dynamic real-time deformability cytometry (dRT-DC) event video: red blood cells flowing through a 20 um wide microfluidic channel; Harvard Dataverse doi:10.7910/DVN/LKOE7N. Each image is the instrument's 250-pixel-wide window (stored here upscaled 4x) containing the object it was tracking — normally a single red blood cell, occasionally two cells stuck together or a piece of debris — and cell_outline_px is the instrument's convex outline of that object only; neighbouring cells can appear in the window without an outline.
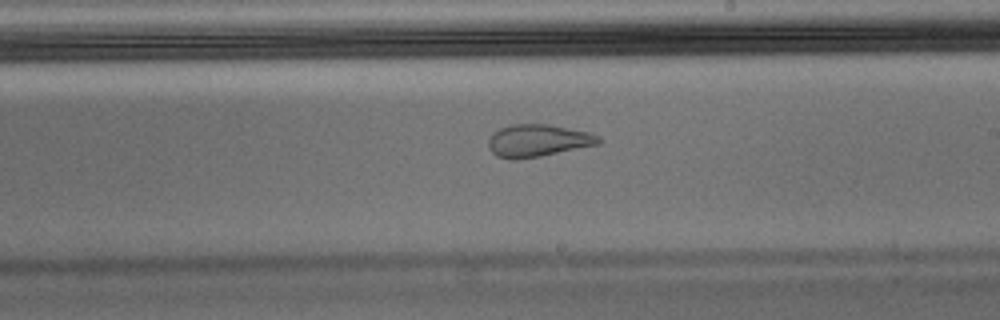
{"species": "Egyptian fruit bat (a non-hibernating species)", "species_latin": "Rousettus aegyptiacus", "temperature_condition": "warm", "stored_images_in_passage": 46, "camera_frame_rate_fps": 3000, "um_per_image_px": 0.085, "animal": {"sex": "male"}, "frame": {"image": 1, "passage_image": 27, "time_ms": 8.667, "image_size_px": [1000, 320], "cell_outline_px": [[600, 144], [540, 156], [516, 160], [512, 160], [496, 156], [488, 148], [488, 140], [492, 132], [500, 128], [512, 124], [548, 124], [588, 132], [600, 136]], "centroid_in_image_um": [45.68, 11.95], "position_along_channel_um": 243.3, "area_um2": 20.87}}